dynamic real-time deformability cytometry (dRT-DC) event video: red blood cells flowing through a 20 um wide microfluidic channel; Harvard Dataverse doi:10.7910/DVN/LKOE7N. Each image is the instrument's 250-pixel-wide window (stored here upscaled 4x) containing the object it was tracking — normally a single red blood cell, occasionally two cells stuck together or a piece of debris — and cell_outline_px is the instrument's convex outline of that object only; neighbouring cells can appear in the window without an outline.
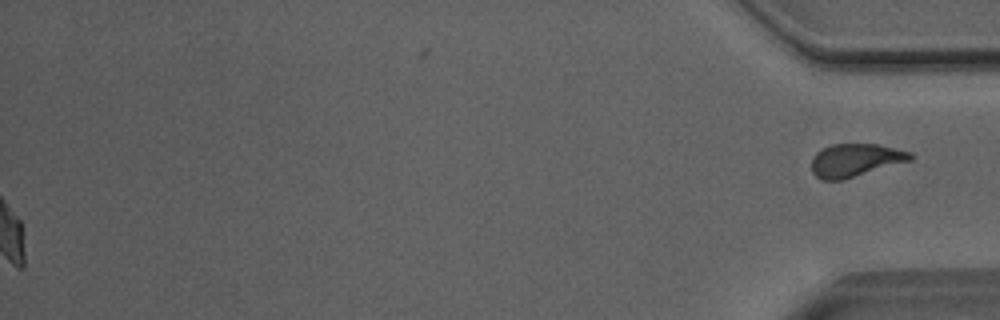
{"species": "Egyptian fruit bat (a non-hibernating species)", "species_latin": "Rousettus aegyptiacus", "temperature_condition": "room temperature", "stored_images_in_passage": 46, "segment_of_instrument_passage": [2, 2], "camera_frame_rate_fps": 3000, "um_per_image_px": 0.085, "animal": {"sex": "male"}, "frame": {"image": 1, "passage_image": 46, "time_ms": 15.0, "image_size_px": [1000, 320], "cell_outline_px": [[916, 156], [912, 160], [844, 180], [820, 180], [812, 172], [812, 160], [816, 152], [832, 144], [876, 144], [912, 152]], "centroid_in_image_um": [72.73, 13.62], "position_along_channel_um": 362.5, "area_um2": 19.13}}